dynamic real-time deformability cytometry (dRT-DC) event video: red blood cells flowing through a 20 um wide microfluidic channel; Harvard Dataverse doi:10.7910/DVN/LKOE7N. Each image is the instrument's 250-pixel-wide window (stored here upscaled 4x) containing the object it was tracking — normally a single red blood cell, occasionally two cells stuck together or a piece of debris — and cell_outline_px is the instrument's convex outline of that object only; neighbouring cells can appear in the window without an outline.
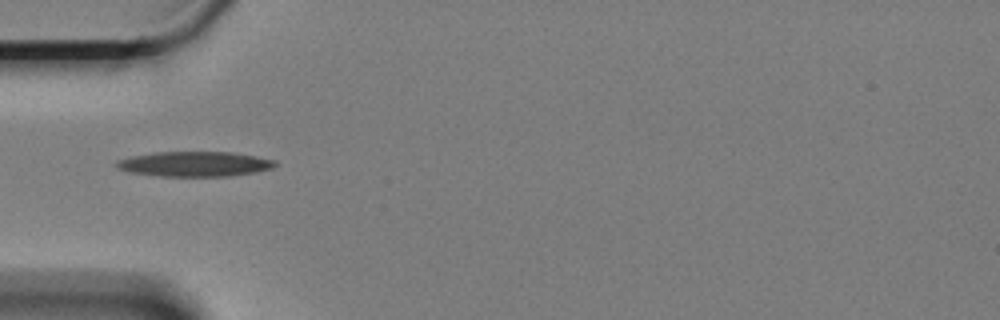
{"species": "Egyptian fruit bat (a non-hibernating species)", "species_latin": "Rousettus aegyptiacus", "temperature_condition": "cold", "stored_images_in_passage": 14, "camera_frame_rate_fps": 3000, "um_per_image_px": 0.085, "animal": {"sex": "female"}, "frame": {"image": 1, "passage_image": 1, "time_ms": 0.0, "image_size_px": [1000, 320], "cell_outline_px": [[276, 164], [272, 168], [256, 172], [232, 176], [160, 176], [132, 172], [116, 168], [116, 160], [132, 156], [156, 152], [232, 152], [256, 156], [276, 160]], "centroid_in_image_um": [16.57, 13.94], "position_along_channel_um": 68.4, "area_um2": 23.06}}
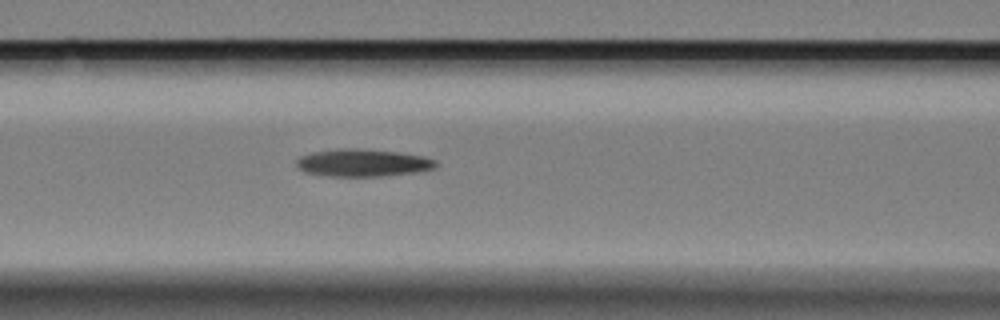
{"frame": {"image": 2, "passage_image": 7, "time_ms": 2.0, "image_size_px": [1000, 320], "cell_outline_px": [[440, 164], [436, 168], [420, 172], [380, 176], [328, 176], [304, 172], [296, 164], [296, 160], [300, 156], [312, 152], [336, 148], [360, 148], [400, 152], [424, 156], [436, 160]], "centroid_in_image_um": [30.89, 13.83], "position_along_channel_um": 135.7, "area_um2": 22.72}}
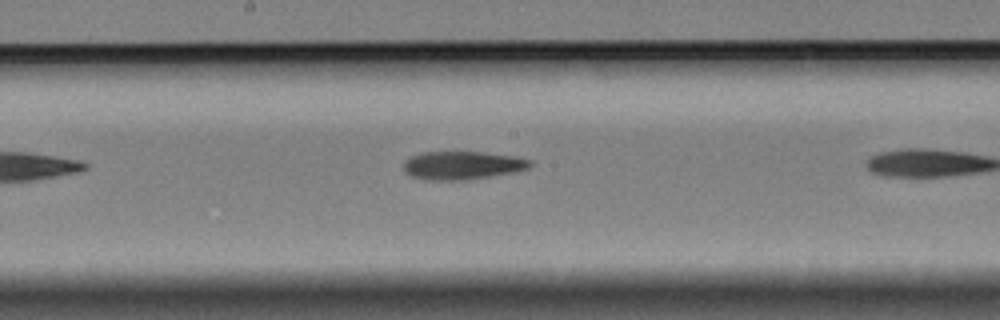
{"frame": {"image": 3, "passage_image": 10, "time_ms": 3.0, "image_size_px": [1000, 320], "cell_outline_px": [[532, 164], [528, 168], [516, 172], [464, 180], [432, 180], [412, 176], [404, 168], [404, 160], [420, 152], [484, 152], [516, 156], [532, 160]], "centroid_in_image_um": [39.35, 14.04], "position_along_channel_um": 208.9, "area_um2": 20.75}}